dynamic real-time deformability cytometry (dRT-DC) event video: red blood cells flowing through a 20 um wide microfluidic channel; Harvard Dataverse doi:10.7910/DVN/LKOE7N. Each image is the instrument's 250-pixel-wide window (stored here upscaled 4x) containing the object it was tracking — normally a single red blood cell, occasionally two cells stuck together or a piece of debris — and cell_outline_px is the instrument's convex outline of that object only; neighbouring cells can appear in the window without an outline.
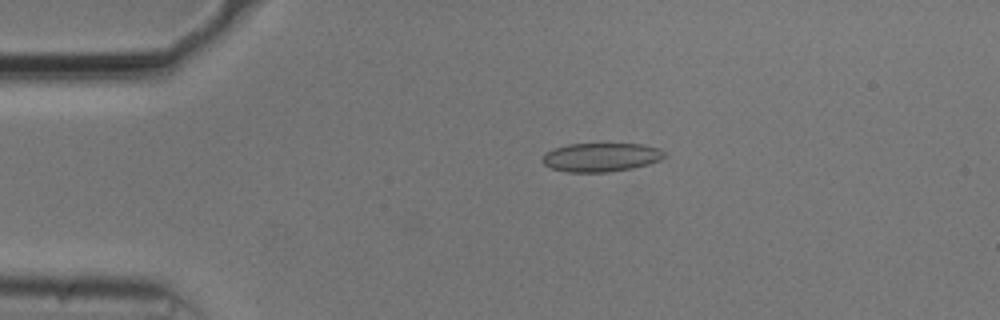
{"species": "common noctule bat (a hibernating species)", "species_latin": "Nyctalus noctula", "temperature_condition": "cold", "stored_images_in_passage": 43, "camera_frame_rate_fps": 3000, "um_per_image_px": 0.085, "animal": {"sex": "male", "body_mass_g": 20.5, "forearm_length_mm": 52.5}, "frame": {"image": 1, "passage_image": 11, "time_ms": 3.333, "image_size_px": [1000, 320], "cell_outline_px": [[664, 156], [660, 160], [648, 164], [632, 168], [608, 172], [568, 172], [552, 168], [544, 164], [540, 160], [544, 152], [552, 148], [568, 144], [644, 144], [660, 148], [664, 152]], "centroid_in_image_um": [51.04, 13.36], "position_along_channel_um": 34.0, "area_um2": 20.58}}
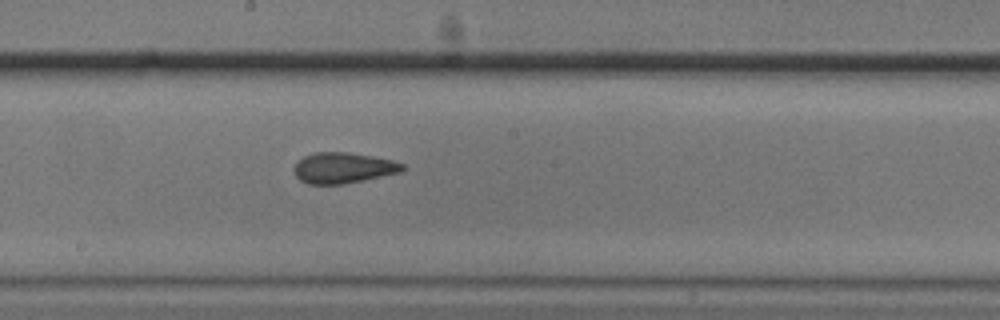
{"frame": {"image": 2, "passage_image": 29, "time_ms": 9.333, "image_size_px": [1000, 320], "cell_outline_px": [[404, 168], [400, 172], [364, 180], [344, 184], [308, 184], [300, 180], [296, 176], [296, 164], [304, 156], [316, 152], [348, 152], [372, 156], [392, 160], [404, 164]], "centroid_in_image_um": [29.19, 14.27], "position_along_channel_um": 219.0, "area_um2": 19.19}}
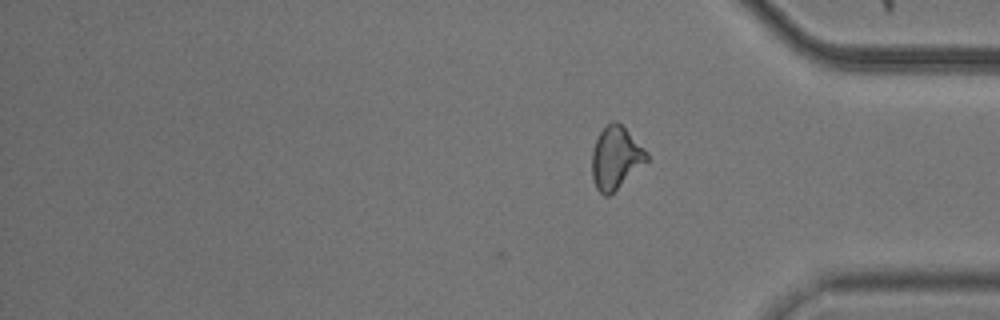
{"frame": {"image": 3, "passage_image": 43, "time_ms": 14.0, "image_size_px": [1000, 320], "cell_outline_px": [[648, 160], [608, 196], [604, 196], [596, 188], [592, 176], [592, 152], [596, 140], [600, 132], [612, 120], [616, 120], [648, 152]], "centroid_in_image_um": [52.32, 13.41], "position_along_channel_um": 382.9, "area_um2": 19.48}, "authors_computed_cell_mechanics": {"area_um2": 19.8254, "velocity_mm_per_s": 3.7372, "shape_relaxation_time_tau1_ms": null, "shape_relaxation_time_tau2_ms": 1.4621, "deformation_change_tau1": null, "deformation_change_tau2": 0.0631}}